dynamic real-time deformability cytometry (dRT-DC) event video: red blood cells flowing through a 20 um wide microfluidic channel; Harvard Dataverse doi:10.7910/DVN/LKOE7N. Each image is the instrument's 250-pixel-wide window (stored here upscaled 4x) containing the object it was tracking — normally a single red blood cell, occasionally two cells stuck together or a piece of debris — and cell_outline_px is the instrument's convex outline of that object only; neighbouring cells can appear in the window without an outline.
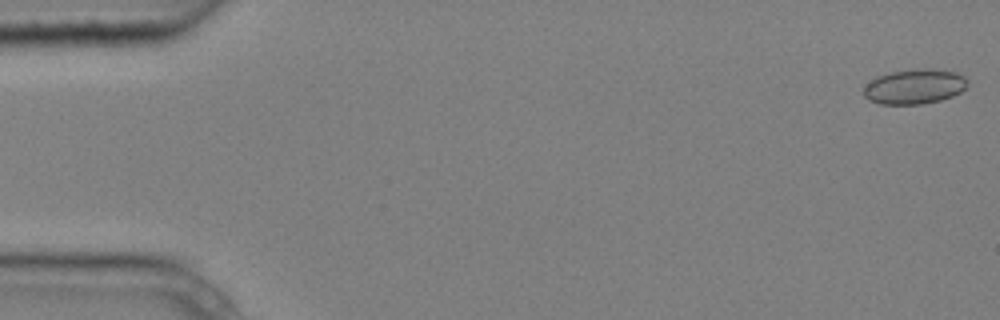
{"species": "common noctule bat (a hibernating species)", "species_latin": "Nyctalus noctula", "temperature_condition": "cold", "stored_images_in_passage": 5, "camera_frame_rate_fps": 3000, "um_per_image_px": 0.085, "animal": {"sex": "male", "body_mass_g": 20.4}, "frame": {"image": 1, "passage_image": 1, "time_ms": 0.0, "image_size_px": [1000, 320], "cell_outline_px": [[968, 84], [960, 92], [952, 96], [940, 100], [920, 104], [880, 104], [868, 100], [864, 96], [864, 88], [876, 76], [892, 72], [916, 68], [932, 68], [956, 72], [964, 76], [968, 80]], "centroid_in_image_um": [77.75, 7.35], "position_along_channel_um": 7.3, "area_um2": 21.15}}